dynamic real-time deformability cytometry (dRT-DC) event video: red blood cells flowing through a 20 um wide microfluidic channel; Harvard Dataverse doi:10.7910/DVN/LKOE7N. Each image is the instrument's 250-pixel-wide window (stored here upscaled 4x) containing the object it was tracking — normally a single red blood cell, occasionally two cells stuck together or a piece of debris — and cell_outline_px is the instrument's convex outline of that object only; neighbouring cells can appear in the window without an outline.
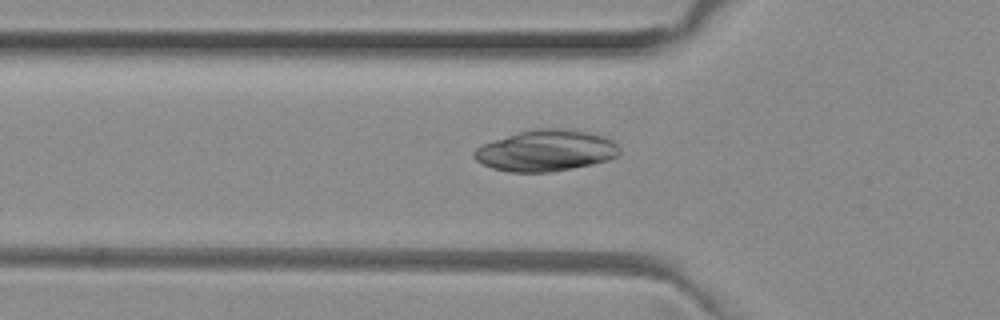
{"species": "common noctule bat (a hibernating species)", "species_latin": "Nyctalus noctula", "temperature_condition": "room temperature", "stored_images_in_passage": 42, "camera_frame_rate_fps": 3000, "um_per_image_px": 0.085, "animal": {"sex": "female", "body_mass_g": 29.2, "forearm_length_mm": 56.3}, "frame": {"image": 1, "passage_image": 8, "time_ms": 2.333, "image_size_px": [1000, 320], "cell_outline_px": [[620, 152], [616, 156], [608, 160], [592, 164], [552, 172], [508, 172], [492, 168], [476, 160], [472, 156], [472, 152], [476, 148], [484, 144], [532, 128], [576, 128], [596, 132], [612, 140], [620, 148]], "centroid_in_image_um": [46.45, 12.78], "position_along_channel_um": 79.3, "area_um2": 35.26}}
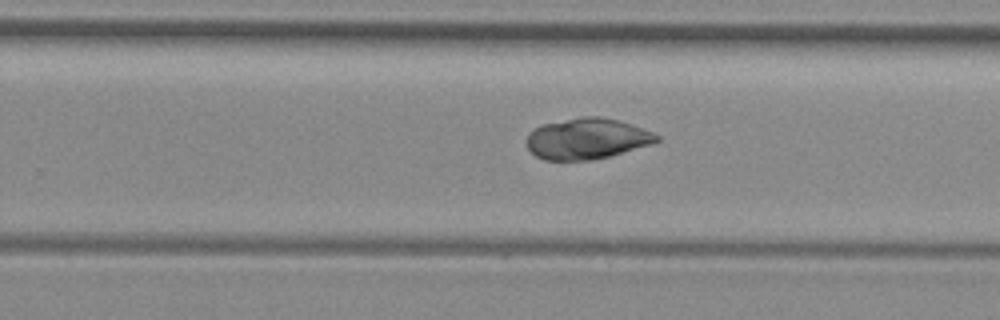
{"frame": {"image": 2, "passage_image": 23, "time_ms": 7.333, "image_size_px": [1000, 320], "cell_outline_px": [[660, 140], [652, 144], [608, 156], [588, 160], [544, 160], [536, 156], [528, 148], [528, 132], [532, 128], [544, 124], [584, 116], [600, 116], [616, 120], [652, 132], [660, 136]], "centroid_in_image_um": [49.87, 11.79], "position_along_channel_um": 279.9, "area_um2": 30.58}}
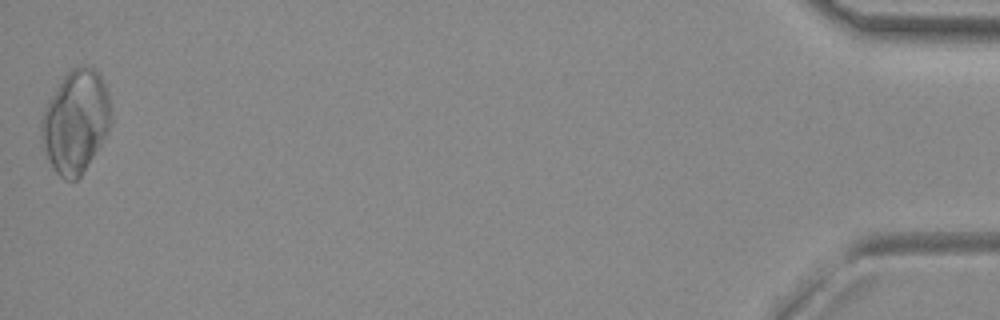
{"frame": {"image": 3, "passage_image": 42, "time_ms": 13.667, "image_size_px": [1000, 320], "cell_outline_px": [[108, 132], [104, 140], [80, 176], [76, 180], [64, 180], [56, 172], [48, 160], [40, 136], [40, 120], [44, 108], [48, 100], [64, 76], [72, 68], [92, 68], [100, 76], [104, 84], [108, 96]], "centroid_in_image_um": [6.37, 10.38], "position_along_channel_um": 428.8, "area_um2": 40.86}}